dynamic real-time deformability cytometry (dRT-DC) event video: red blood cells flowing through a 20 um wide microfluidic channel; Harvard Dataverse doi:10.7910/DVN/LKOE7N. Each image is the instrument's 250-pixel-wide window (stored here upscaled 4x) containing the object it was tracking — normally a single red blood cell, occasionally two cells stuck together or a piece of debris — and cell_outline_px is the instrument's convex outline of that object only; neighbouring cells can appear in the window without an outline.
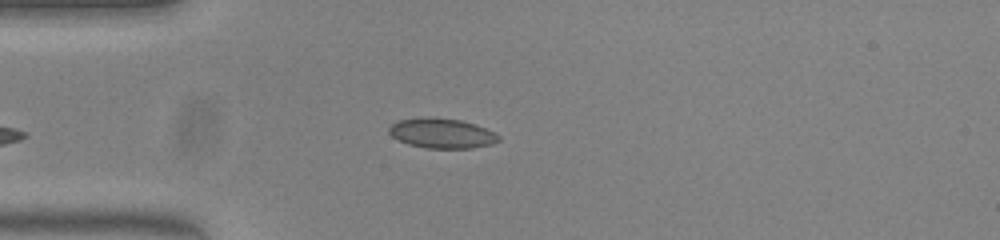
{"species": "common noctule bat (a hibernating species)", "species_latin": "Nyctalus noctula", "temperature_condition": "warm", "stored_images_in_passage": 37, "camera_frame_rate_fps": 3000, "um_per_image_px": 0.085, "animal": {"sex": "female", "body_mass_g": 23.0, "forearm_length_mm": 53.4}, "frame": {"image": 1, "passage_image": 2, "time_ms": 0.333, "image_size_px": [1000, 240], "cell_outline_px": [[500, 140], [492, 144], [472, 148], [428, 148], [408, 144], [392, 136], [388, 132], [388, 128], [392, 124], [400, 120], [460, 120], [476, 124], [496, 132], [500, 136]], "centroid_in_image_um": [37.64, 11.38], "position_along_channel_um": 47.4, "area_um2": 18.32}}
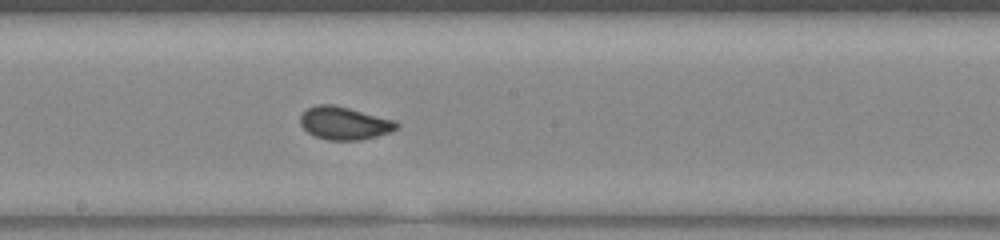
{"frame": {"image": 2, "passage_image": 16, "time_ms": 5.0, "image_size_px": [1000, 240], "cell_outline_px": [[400, 124], [396, 128], [388, 132], [376, 136], [360, 140], [328, 140], [316, 136], [308, 132], [300, 124], [300, 116], [308, 108], [316, 104], [332, 104], [396, 120]], "centroid_in_image_um": [29.26, 10.46], "position_along_channel_um": 218.9, "area_um2": 18.26}}
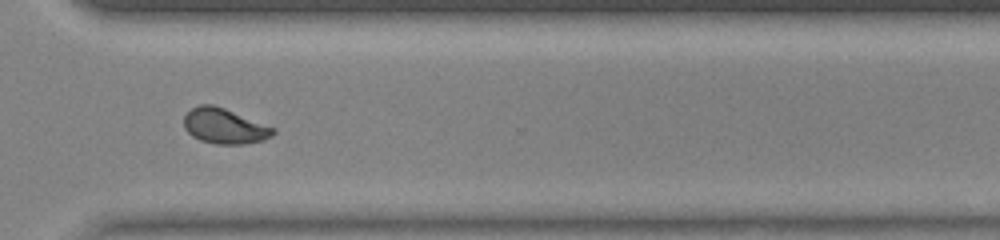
{"frame": {"image": 3, "passage_image": 26, "time_ms": 8.333, "image_size_px": [1000, 240], "cell_outline_px": [[276, 132], [272, 136], [264, 140], [240, 144], [216, 144], [200, 140], [192, 136], [184, 128], [184, 116], [192, 108], [200, 104], [212, 104], [224, 108], [276, 128]], "centroid_in_image_um": [19.09, 10.72], "position_along_channel_um": 351.5, "area_um2": 18.32}, "authors_computed_cell_mechanics": {"area_um2": 18.2648, "velocity_mm_per_s": 3.9776, "shape_relaxation_time_tau1_ms": 10.0496, "shape_relaxation_time_tau2_ms": null, "deformation_change_tau1": 0.2159, "deformation_change_tau2": null}}